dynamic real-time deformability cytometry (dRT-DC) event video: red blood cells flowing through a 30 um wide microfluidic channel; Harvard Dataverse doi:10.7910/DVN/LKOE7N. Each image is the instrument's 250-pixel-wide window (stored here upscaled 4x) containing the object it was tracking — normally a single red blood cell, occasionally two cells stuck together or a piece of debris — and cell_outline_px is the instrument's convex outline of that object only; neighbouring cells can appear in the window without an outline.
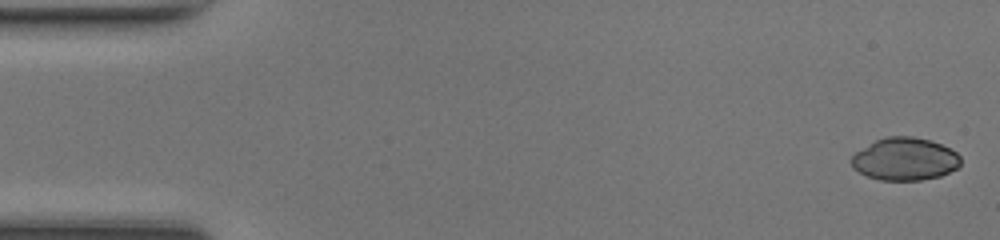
{"species": "common noctule bat (a hibernating species)", "species_latin": "Nyctalus noctula", "temperature_condition": "room temperature", "stored_images_in_passage": 48, "camera_frame_rate_fps": 3000, "um_per_image_px": 0.085, "animal": {"sex": "female", "body_mass_g": 17.0, "forearm_length_mm": 48.0}, "frame": {"image": 1, "passage_image": 1, "time_ms": 0.0, "image_size_px": [1000, 240], "cell_outline_px": [[960, 164], [956, 168], [940, 176], [920, 180], [880, 180], [868, 176], [852, 168], [852, 156], [856, 152], [876, 140], [888, 136], [912, 136], [928, 140], [940, 144], [956, 152], [960, 156]], "centroid_in_image_um": [76.91, 13.52], "position_along_channel_um": 8.1, "area_um2": 26.82}}
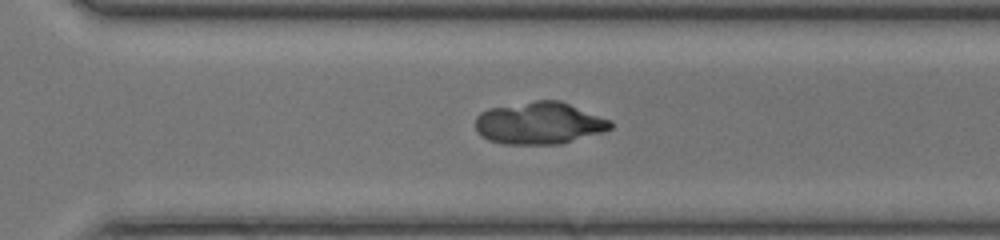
{"frame": {"image": 2, "passage_image": 33, "time_ms": 10.667, "image_size_px": [1000, 240], "cell_outline_px": [[612, 128], [604, 132], [560, 144], [504, 144], [488, 140], [480, 136], [476, 132], [476, 116], [480, 112], [488, 108], [536, 100], [560, 100], [612, 120]], "centroid_in_image_um": [45.83, 10.47], "position_along_channel_um": 324.8, "area_um2": 33.52}}
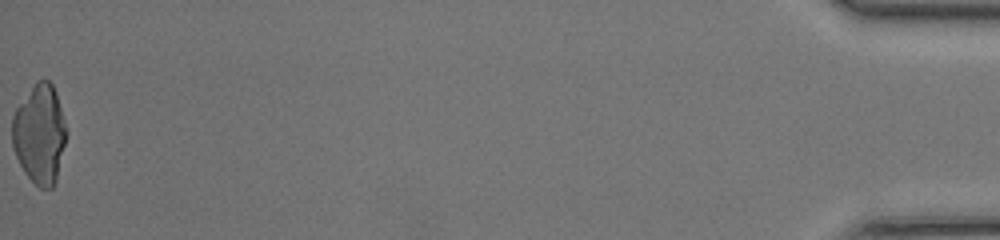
{"frame": {"image": 3, "passage_image": 48, "time_ms": 15.667, "image_size_px": [1000, 240], "cell_outline_px": [[68, 132], [56, 184], [52, 188], [40, 188], [24, 172], [16, 156], [12, 144], [12, 116], [16, 108], [36, 80], [48, 80], [52, 84], [56, 92]], "centroid_in_image_um": [3.39, 11.4], "position_along_channel_um": 431.8, "area_um2": 31.62}}